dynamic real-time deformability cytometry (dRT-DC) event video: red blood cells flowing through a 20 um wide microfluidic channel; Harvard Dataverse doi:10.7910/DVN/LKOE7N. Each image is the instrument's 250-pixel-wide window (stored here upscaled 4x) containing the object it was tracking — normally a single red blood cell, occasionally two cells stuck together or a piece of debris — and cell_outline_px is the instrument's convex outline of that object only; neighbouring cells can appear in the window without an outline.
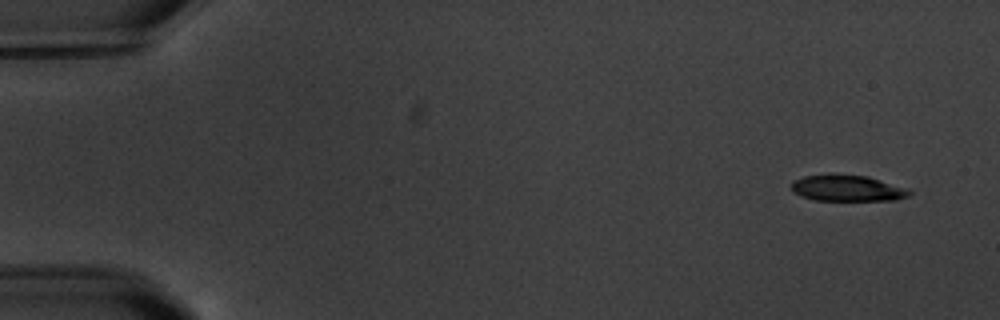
{"species": "common noctule bat (a hibernating species)", "species_latin": "Nyctalus noctula", "temperature_condition": "warm", "stored_images_in_passage": 5, "camera_frame_rate_fps": 3000, "um_per_image_px": 0.085, "animal": {"sex": "male", "body_mass_g": 20.1, "forearm_length_mm": 53.5}, "frame": {"image": 1, "passage_image": 1, "time_ms": 0.0, "image_size_px": [1000, 320], "cell_outline_px": [[912, 192], [908, 196], [896, 200], [816, 200], [800, 196], [792, 192], [792, 180], [804, 176], [868, 176], [908, 188]], "centroid_in_image_um": [72.05, 16.02], "position_along_channel_um": 13.0, "area_um2": 17.57}}
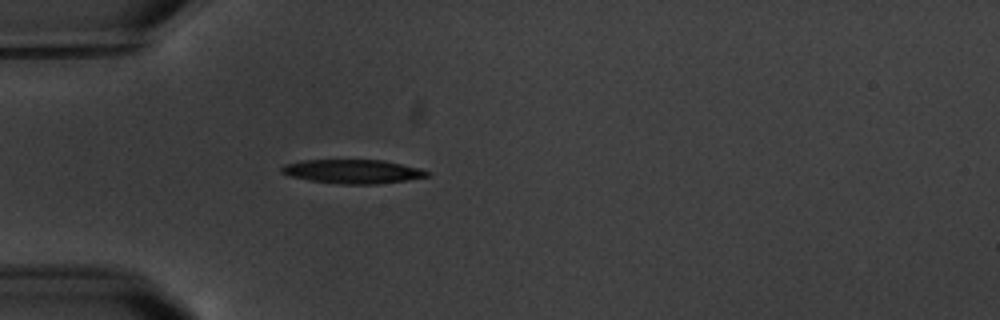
{"frame": {"image": 2, "passage_image": 5, "time_ms": 4.667, "image_size_px": [1000, 320], "cell_outline_px": [[432, 172], [428, 176], [404, 180], [376, 184], [340, 184], [312, 180], [292, 176], [280, 172], [280, 168], [284, 164], [300, 160], [384, 160], [420, 168]], "centroid_in_image_um": [29.99, 14.56], "position_along_channel_um": 55.0, "area_um2": 20.17}}